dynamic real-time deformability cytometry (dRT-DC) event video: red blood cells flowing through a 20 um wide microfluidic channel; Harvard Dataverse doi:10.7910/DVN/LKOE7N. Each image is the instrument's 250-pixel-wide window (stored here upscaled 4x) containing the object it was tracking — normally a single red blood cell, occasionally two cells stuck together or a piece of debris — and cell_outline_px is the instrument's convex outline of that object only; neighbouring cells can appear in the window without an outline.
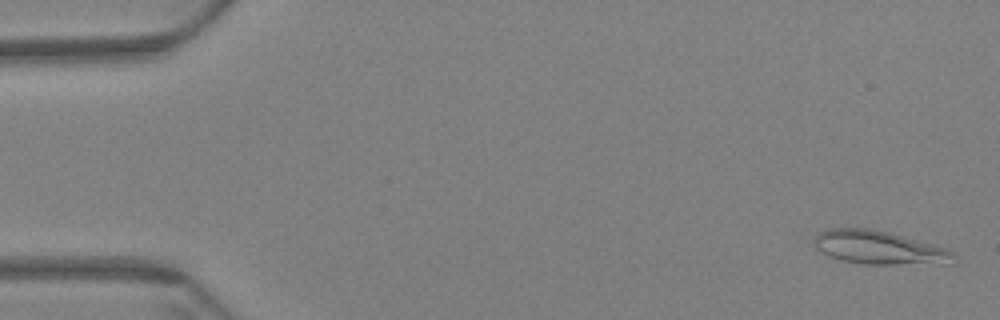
{"species": "Egyptian fruit bat (a non-hibernating species)", "species_latin": "Rousettus aegyptiacus", "temperature_condition": "warm", "stored_images_in_passage": 60, "camera_frame_rate_fps": 3000, "um_per_image_px": 0.085, "animal": {"sex": "female"}, "frame": {"image": 1, "passage_image": 2, "time_ms": 0.333, "image_size_px": [1000, 320], "cell_outline_px": [[956, 264], [864, 264], [844, 260], [828, 256], [820, 252], [816, 248], [812, 240], [820, 232], [828, 228], [872, 228], [888, 232], [932, 244], [956, 252]], "centroid_in_image_um": [74.76, 21.06], "position_along_channel_um": 10.2, "area_um2": 27.46}}
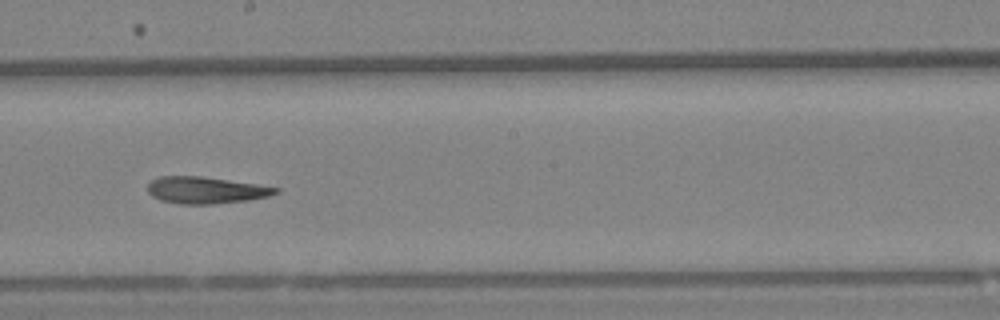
{"frame": {"image": 2, "passage_image": 34, "time_ms": 11.0, "image_size_px": [1000, 320], "cell_outline_px": [[280, 192], [268, 196], [248, 200], [212, 204], [180, 204], [160, 200], [152, 196], [148, 192], [148, 184], [152, 180], [160, 176], [200, 176], [256, 184], [280, 188]], "centroid_in_image_um": [17.48, 16.16], "position_along_channel_um": 230.7, "area_um2": 19.88}}
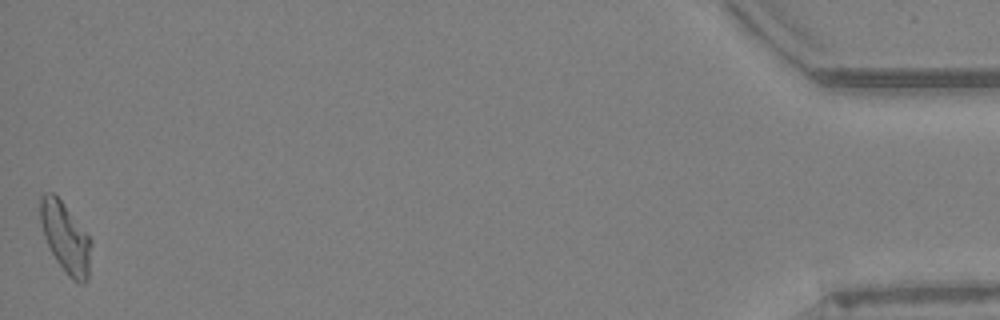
{"frame": {"image": 3, "passage_image": 60, "time_ms": 19.667, "image_size_px": [1000, 320], "cell_outline_px": [[92, 244], [88, 280], [84, 284], [80, 284], [72, 280], [68, 276], [56, 260], [44, 236], [40, 220], [40, 196], [44, 192], [52, 192], [60, 200], [92, 240]], "centroid_in_image_um": [5.58, 20.24], "position_along_channel_um": 429.6, "area_um2": 20.69}}